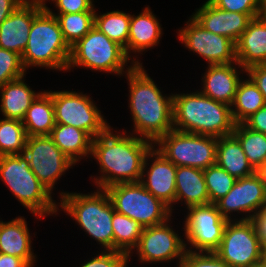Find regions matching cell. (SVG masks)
<instances>
[{"label": "cell", "mask_w": 266, "mask_h": 267, "mask_svg": "<svg viewBox=\"0 0 266 267\" xmlns=\"http://www.w3.org/2000/svg\"><path fill=\"white\" fill-rule=\"evenodd\" d=\"M121 132L110 126L92 140L90 158L96 159L100 169L99 176H90L96 188L141 180L145 157L154 143L126 129Z\"/></svg>", "instance_id": "6da1fadb"}, {"label": "cell", "mask_w": 266, "mask_h": 267, "mask_svg": "<svg viewBox=\"0 0 266 267\" xmlns=\"http://www.w3.org/2000/svg\"><path fill=\"white\" fill-rule=\"evenodd\" d=\"M125 75L133 121L131 133L155 143L173 130V93L164 95L143 65H135Z\"/></svg>", "instance_id": "7a4b0ae2"}, {"label": "cell", "mask_w": 266, "mask_h": 267, "mask_svg": "<svg viewBox=\"0 0 266 267\" xmlns=\"http://www.w3.org/2000/svg\"><path fill=\"white\" fill-rule=\"evenodd\" d=\"M231 106L200 91L173 94V129L220 138L235 128Z\"/></svg>", "instance_id": "3957f363"}, {"label": "cell", "mask_w": 266, "mask_h": 267, "mask_svg": "<svg viewBox=\"0 0 266 267\" xmlns=\"http://www.w3.org/2000/svg\"><path fill=\"white\" fill-rule=\"evenodd\" d=\"M59 192L58 208L69 215L75 224L106 251H114L112 218L115 212L105 189L94 193Z\"/></svg>", "instance_id": "277c9868"}, {"label": "cell", "mask_w": 266, "mask_h": 267, "mask_svg": "<svg viewBox=\"0 0 266 267\" xmlns=\"http://www.w3.org/2000/svg\"><path fill=\"white\" fill-rule=\"evenodd\" d=\"M0 177L18 202L39 220L61 211L53 194L30 169L24 154L0 156Z\"/></svg>", "instance_id": "5b68a950"}, {"label": "cell", "mask_w": 266, "mask_h": 267, "mask_svg": "<svg viewBox=\"0 0 266 267\" xmlns=\"http://www.w3.org/2000/svg\"><path fill=\"white\" fill-rule=\"evenodd\" d=\"M71 48L63 38L56 17L45 8L33 19L27 46L21 56L25 71L30 67L66 71Z\"/></svg>", "instance_id": "8992f818"}, {"label": "cell", "mask_w": 266, "mask_h": 267, "mask_svg": "<svg viewBox=\"0 0 266 267\" xmlns=\"http://www.w3.org/2000/svg\"><path fill=\"white\" fill-rule=\"evenodd\" d=\"M134 66V62L127 56L122 46L93 27L85 37L71 47L66 72L76 67H83L92 72L110 73L119 77L125 76Z\"/></svg>", "instance_id": "52a82bcc"}, {"label": "cell", "mask_w": 266, "mask_h": 267, "mask_svg": "<svg viewBox=\"0 0 266 267\" xmlns=\"http://www.w3.org/2000/svg\"><path fill=\"white\" fill-rule=\"evenodd\" d=\"M105 191L117 213L134 219L143 228L161 224L173 217L171 208L140 182L115 184Z\"/></svg>", "instance_id": "ba28073f"}, {"label": "cell", "mask_w": 266, "mask_h": 267, "mask_svg": "<svg viewBox=\"0 0 266 267\" xmlns=\"http://www.w3.org/2000/svg\"><path fill=\"white\" fill-rule=\"evenodd\" d=\"M154 148L177 167L188 166L205 170L216 164V137L173 129L161 136L154 143Z\"/></svg>", "instance_id": "9c48e42d"}, {"label": "cell", "mask_w": 266, "mask_h": 267, "mask_svg": "<svg viewBox=\"0 0 266 267\" xmlns=\"http://www.w3.org/2000/svg\"><path fill=\"white\" fill-rule=\"evenodd\" d=\"M46 91L52 96L56 124L76 127L93 139L110 127L89 94L70 90Z\"/></svg>", "instance_id": "30bf717a"}, {"label": "cell", "mask_w": 266, "mask_h": 267, "mask_svg": "<svg viewBox=\"0 0 266 267\" xmlns=\"http://www.w3.org/2000/svg\"><path fill=\"white\" fill-rule=\"evenodd\" d=\"M171 220H173L172 217L161 224L143 228L138 244L128 255V260L136 252L141 264L157 265V263H170L176 260V267H180L186 252V244L185 239L181 238L183 236L178 234V230L173 229L174 226H171Z\"/></svg>", "instance_id": "8fae6325"}, {"label": "cell", "mask_w": 266, "mask_h": 267, "mask_svg": "<svg viewBox=\"0 0 266 267\" xmlns=\"http://www.w3.org/2000/svg\"><path fill=\"white\" fill-rule=\"evenodd\" d=\"M184 216V238L186 250L214 252L220 245L228 220L222 216L215 204L191 206Z\"/></svg>", "instance_id": "7c38bea8"}, {"label": "cell", "mask_w": 266, "mask_h": 267, "mask_svg": "<svg viewBox=\"0 0 266 267\" xmlns=\"http://www.w3.org/2000/svg\"><path fill=\"white\" fill-rule=\"evenodd\" d=\"M214 253L231 267H251L262 260L263 245L250 220H231Z\"/></svg>", "instance_id": "4fadbf2b"}, {"label": "cell", "mask_w": 266, "mask_h": 267, "mask_svg": "<svg viewBox=\"0 0 266 267\" xmlns=\"http://www.w3.org/2000/svg\"><path fill=\"white\" fill-rule=\"evenodd\" d=\"M23 154L40 182L54 194L57 181L76 166L53 142L49 135L27 137Z\"/></svg>", "instance_id": "5bb4252c"}, {"label": "cell", "mask_w": 266, "mask_h": 267, "mask_svg": "<svg viewBox=\"0 0 266 267\" xmlns=\"http://www.w3.org/2000/svg\"><path fill=\"white\" fill-rule=\"evenodd\" d=\"M178 29L177 38L188 51L202 57L208 65L236 63V43L226 36L203 28L192 16Z\"/></svg>", "instance_id": "9a60e30c"}, {"label": "cell", "mask_w": 266, "mask_h": 267, "mask_svg": "<svg viewBox=\"0 0 266 267\" xmlns=\"http://www.w3.org/2000/svg\"><path fill=\"white\" fill-rule=\"evenodd\" d=\"M215 205L228 221L250 220L260 209L266 207V187L253 173L250 176L237 179L232 189ZM233 212H236L237 216L239 213L242 216L232 218Z\"/></svg>", "instance_id": "2e32d148"}, {"label": "cell", "mask_w": 266, "mask_h": 267, "mask_svg": "<svg viewBox=\"0 0 266 267\" xmlns=\"http://www.w3.org/2000/svg\"><path fill=\"white\" fill-rule=\"evenodd\" d=\"M176 170L177 166L153 147L145 157L140 180L147 191L171 208L172 213L175 210Z\"/></svg>", "instance_id": "e0dca14e"}, {"label": "cell", "mask_w": 266, "mask_h": 267, "mask_svg": "<svg viewBox=\"0 0 266 267\" xmlns=\"http://www.w3.org/2000/svg\"><path fill=\"white\" fill-rule=\"evenodd\" d=\"M44 9L42 3L23 2L0 25V47L22 56L33 19Z\"/></svg>", "instance_id": "ac0fdd59"}, {"label": "cell", "mask_w": 266, "mask_h": 267, "mask_svg": "<svg viewBox=\"0 0 266 267\" xmlns=\"http://www.w3.org/2000/svg\"><path fill=\"white\" fill-rule=\"evenodd\" d=\"M191 15L203 28L214 33L226 36L237 43L242 33L247 29L249 22L258 14H241L218 9L209 0H206Z\"/></svg>", "instance_id": "d6986e66"}, {"label": "cell", "mask_w": 266, "mask_h": 267, "mask_svg": "<svg viewBox=\"0 0 266 267\" xmlns=\"http://www.w3.org/2000/svg\"><path fill=\"white\" fill-rule=\"evenodd\" d=\"M159 20L148 5L138 15L131 13L127 56L135 65H142L143 63L138 59L140 57H137L139 54L141 56L143 52L145 53L159 45L164 34ZM131 52L135 55H132Z\"/></svg>", "instance_id": "ffe728a7"}, {"label": "cell", "mask_w": 266, "mask_h": 267, "mask_svg": "<svg viewBox=\"0 0 266 267\" xmlns=\"http://www.w3.org/2000/svg\"><path fill=\"white\" fill-rule=\"evenodd\" d=\"M243 73H246V70L242 68L238 62L207 65L204 75L202 74L201 78V85L203 87L198 90L215 101L223 102L231 106L233 104L238 85L243 78V76H241Z\"/></svg>", "instance_id": "44dd1931"}, {"label": "cell", "mask_w": 266, "mask_h": 267, "mask_svg": "<svg viewBox=\"0 0 266 267\" xmlns=\"http://www.w3.org/2000/svg\"><path fill=\"white\" fill-rule=\"evenodd\" d=\"M31 235L24 216L3 222L0 227V253L19 257L34 267L37 255L32 250Z\"/></svg>", "instance_id": "7402d4cb"}, {"label": "cell", "mask_w": 266, "mask_h": 267, "mask_svg": "<svg viewBox=\"0 0 266 267\" xmlns=\"http://www.w3.org/2000/svg\"><path fill=\"white\" fill-rule=\"evenodd\" d=\"M238 64L245 70L253 65L266 64V23L253 18L236 43Z\"/></svg>", "instance_id": "603a6c76"}, {"label": "cell", "mask_w": 266, "mask_h": 267, "mask_svg": "<svg viewBox=\"0 0 266 267\" xmlns=\"http://www.w3.org/2000/svg\"><path fill=\"white\" fill-rule=\"evenodd\" d=\"M175 205L181 202L185 209L191 206L210 204L209 194L205 183L204 170L178 166L176 170Z\"/></svg>", "instance_id": "cb8c5ba5"}, {"label": "cell", "mask_w": 266, "mask_h": 267, "mask_svg": "<svg viewBox=\"0 0 266 267\" xmlns=\"http://www.w3.org/2000/svg\"><path fill=\"white\" fill-rule=\"evenodd\" d=\"M24 79L25 76L0 87V112L3 118L22 121L31 103L42 92H35Z\"/></svg>", "instance_id": "d4e9b609"}, {"label": "cell", "mask_w": 266, "mask_h": 267, "mask_svg": "<svg viewBox=\"0 0 266 267\" xmlns=\"http://www.w3.org/2000/svg\"><path fill=\"white\" fill-rule=\"evenodd\" d=\"M49 136L75 164L90 158L93 138L87 132L71 125L56 124Z\"/></svg>", "instance_id": "484cf974"}, {"label": "cell", "mask_w": 266, "mask_h": 267, "mask_svg": "<svg viewBox=\"0 0 266 267\" xmlns=\"http://www.w3.org/2000/svg\"><path fill=\"white\" fill-rule=\"evenodd\" d=\"M216 164L236 179L255 173L239 140L233 134L217 138Z\"/></svg>", "instance_id": "4316f807"}, {"label": "cell", "mask_w": 266, "mask_h": 267, "mask_svg": "<svg viewBox=\"0 0 266 267\" xmlns=\"http://www.w3.org/2000/svg\"><path fill=\"white\" fill-rule=\"evenodd\" d=\"M28 137L50 135L56 125L52 96L42 91L31 103L22 120Z\"/></svg>", "instance_id": "83f0119b"}, {"label": "cell", "mask_w": 266, "mask_h": 267, "mask_svg": "<svg viewBox=\"0 0 266 267\" xmlns=\"http://www.w3.org/2000/svg\"><path fill=\"white\" fill-rule=\"evenodd\" d=\"M244 78H242L238 85L233 104L231 105L232 117L236 124L242 123L266 104L263 94L254 82L248 76Z\"/></svg>", "instance_id": "f1b7e54d"}, {"label": "cell", "mask_w": 266, "mask_h": 267, "mask_svg": "<svg viewBox=\"0 0 266 267\" xmlns=\"http://www.w3.org/2000/svg\"><path fill=\"white\" fill-rule=\"evenodd\" d=\"M99 14L95 11L94 27L104 33L109 39L122 46L127 54L131 14L119 9Z\"/></svg>", "instance_id": "f546056e"}, {"label": "cell", "mask_w": 266, "mask_h": 267, "mask_svg": "<svg viewBox=\"0 0 266 267\" xmlns=\"http://www.w3.org/2000/svg\"><path fill=\"white\" fill-rule=\"evenodd\" d=\"M112 228L114 233V251L129 255L137 246L143 227L126 215L113 213Z\"/></svg>", "instance_id": "4dcf8cb0"}, {"label": "cell", "mask_w": 266, "mask_h": 267, "mask_svg": "<svg viewBox=\"0 0 266 267\" xmlns=\"http://www.w3.org/2000/svg\"><path fill=\"white\" fill-rule=\"evenodd\" d=\"M94 14L95 11H85L52 15L56 17L63 38L71 48L94 27Z\"/></svg>", "instance_id": "1f68e13d"}, {"label": "cell", "mask_w": 266, "mask_h": 267, "mask_svg": "<svg viewBox=\"0 0 266 267\" xmlns=\"http://www.w3.org/2000/svg\"><path fill=\"white\" fill-rule=\"evenodd\" d=\"M254 169L266 161V134L247 128L243 123L235 124L232 133Z\"/></svg>", "instance_id": "d6a6232c"}, {"label": "cell", "mask_w": 266, "mask_h": 267, "mask_svg": "<svg viewBox=\"0 0 266 267\" xmlns=\"http://www.w3.org/2000/svg\"><path fill=\"white\" fill-rule=\"evenodd\" d=\"M27 137L22 121L0 118V156L23 154Z\"/></svg>", "instance_id": "836d02e7"}, {"label": "cell", "mask_w": 266, "mask_h": 267, "mask_svg": "<svg viewBox=\"0 0 266 267\" xmlns=\"http://www.w3.org/2000/svg\"><path fill=\"white\" fill-rule=\"evenodd\" d=\"M210 204H215L223 198L233 187L236 178L223 168L214 164L204 170Z\"/></svg>", "instance_id": "e575fe53"}, {"label": "cell", "mask_w": 266, "mask_h": 267, "mask_svg": "<svg viewBox=\"0 0 266 267\" xmlns=\"http://www.w3.org/2000/svg\"><path fill=\"white\" fill-rule=\"evenodd\" d=\"M21 56L0 47V87L7 82L26 76Z\"/></svg>", "instance_id": "d590c367"}, {"label": "cell", "mask_w": 266, "mask_h": 267, "mask_svg": "<svg viewBox=\"0 0 266 267\" xmlns=\"http://www.w3.org/2000/svg\"><path fill=\"white\" fill-rule=\"evenodd\" d=\"M91 258H88L79 267H129L127 265L129 264L128 255L120 251L101 250Z\"/></svg>", "instance_id": "8d00e7d4"}, {"label": "cell", "mask_w": 266, "mask_h": 267, "mask_svg": "<svg viewBox=\"0 0 266 267\" xmlns=\"http://www.w3.org/2000/svg\"><path fill=\"white\" fill-rule=\"evenodd\" d=\"M180 267H231L214 252H193L186 250Z\"/></svg>", "instance_id": "74e56055"}, {"label": "cell", "mask_w": 266, "mask_h": 267, "mask_svg": "<svg viewBox=\"0 0 266 267\" xmlns=\"http://www.w3.org/2000/svg\"><path fill=\"white\" fill-rule=\"evenodd\" d=\"M53 2L54 7L58 10L55 13L46 4H43L44 8L50 14H67V13H80L85 11H96L94 0H49Z\"/></svg>", "instance_id": "f35d334b"}, {"label": "cell", "mask_w": 266, "mask_h": 267, "mask_svg": "<svg viewBox=\"0 0 266 267\" xmlns=\"http://www.w3.org/2000/svg\"><path fill=\"white\" fill-rule=\"evenodd\" d=\"M218 9L241 14H258L260 0H209Z\"/></svg>", "instance_id": "ab89813d"}, {"label": "cell", "mask_w": 266, "mask_h": 267, "mask_svg": "<svg viewBox=\"0 0 266 267\" xmlns=\"http://www.w3.org/2000/svg\"><path fill=\"white\" fill-rule=\"evenodd\" d=\"M245 74L263 94L266 103V64L253 65L246 69Z\"/></svg>", "instance_id": "60d3db41"}, {"label": "cell", "mask_w": 266, "mask_h": 267, "mask_svg": "<svg viewBox=\"0 0 266 267\" xmlns=\"http://www.w3.org/2000/svg\"><path fill=\"white\" fill-rule=\"evenodd\" d=\"M247 128L266 134V104L242 122Z\"/></svg>", "instance_id": "b9f144b4"}, {"label": "cell", "mask_w": 266, "mask_h": 267, "mask_svg": "<svg viewBox=\"0 0 266 267\" xmlns=\"http://www.w3.org/2000/svg\"><path fill=\"white\" fill-rule=\"evenodd\" d=\"M250 221L253 223L256 235L264 246L266 244V207L254 214Z\"/></svg>", "instance_id": "7bdbcfd3"}, {"label": "cell", "mask_w": 266, "mask_h": 267, "mask_svg": "<svg viewBox=\"0 0 266 267\" xmlns=\"http://www.w3.org/2000/svg\"><path fill=\"white\" fill-rule=\"evenodd\" d=\"M22 3V0H0V25Z\"/></svg>", "instance_id": "ee69618b"}, {"label": "cell", "mask_w": 266, "mask_h": 267, "mask_svg": "<svg viewBox=\"0 0 266 267\" xmlns=\"http://www.w3.org/2000/svg\"><path fill=\"white\" fill-rule=\"evenodd\" d=\"M0 267H30L23 259L0 253Z\"/></svg>", "instance_id": "f6af8a7d"}, {"label": "cell", "mask_w": 266, "mask_h": 267, "mask_svg": "<svg viewBox=\"0 0 266 267\" xmlns=\"http://www.w3.org/2000/svg\"><path fill=\"white\" fill-rule=\"evenodd\" d=\"M255 174L259 178L260 182L266 187V161L255 169Z\"/></svg>", "instance_id": "bcb514c9"}, {"label": "cell", "mask_w": 266, "mask_h": 267, "mask_svg": "<svg viewBox=\"0 0 266 267\" xmlns=\"http://www.w3.org/2000/svg\"><path fill=\"white\" fill-rule=\"evenodd\" d=\"M257 17L266 23V0H260L259 12Z\"/></svg>", "instance_id": "7dc6e473"}, {"label": "cell", "mask_w": 266, "mask_h": 267, "mask_svg": "<svg viewBox=\"0 0 266 267\" xmlns=\"http://www.w3.org/2000/svg\"><path fill=\"white\" fill-rule=\"evenodd\" d=\"M251 267H266V263L261 260L260 262L253 264Z\"/></svg>", "instance_id": "c3c4849f"}, {"label": "cell", "mask_w": 266, "mask_h": 267, "mask_svg": "<svg viewBox=\"0 0 266 267\" xmlns=\"http://www.w3.org/2000/svg\"><path fill=\"white\" fill-rule=\"evenodd\" d=\"M23 2H37V3H42L46 4L48 0H22Z\"/></svg>", "instance_id": "681fc988"}, {"label": "cell", "mask_w": 266, "mask_h": 267, "mask_svg": "<svg viewBox=\"0 0 266 267\" xmlns=\"http://www.w3.org/2000/svg\"><path fill=\"white\" fill-rule=\"evenodd\" d=\"M262 260L266 263V244L263 246Z\"/></svg>", "instance_id": "f907efd6"}, {"label": "cell", "mask_w": 266, "mask_h": 267, "mask_svg": "<svg viewBox=\"0 0 266 267\" xmlns=\"http://www.w3.org/2000/svg\"><path fill=\"white\" fill-rule=\"evenodd\" d=\"M3 222H4V221L0 219V227H1V225H2Z\"/></svg>", "instance_id": "816d5d0a"}]
</instances>
